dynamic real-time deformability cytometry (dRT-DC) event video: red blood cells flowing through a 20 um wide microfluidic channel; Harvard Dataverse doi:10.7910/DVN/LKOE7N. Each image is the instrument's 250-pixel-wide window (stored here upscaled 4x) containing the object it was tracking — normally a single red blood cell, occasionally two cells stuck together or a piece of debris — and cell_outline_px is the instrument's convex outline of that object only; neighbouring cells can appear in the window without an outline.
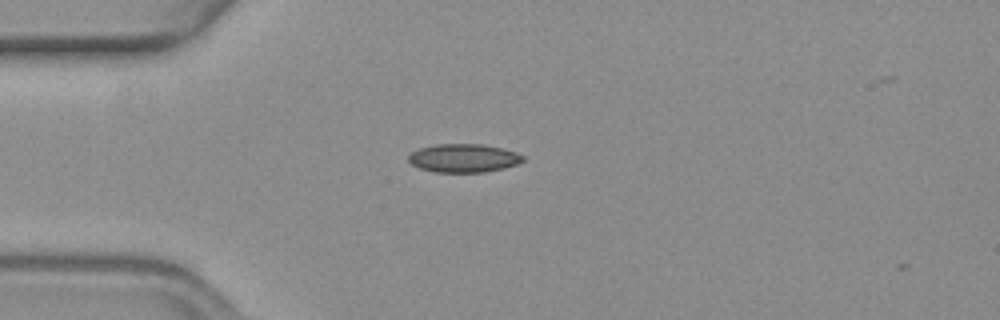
{"species": "common noctule bat (a hibernating species)", "species_latin": "Nyctalus noctula", "temperature_condition": "warm", "stored_images_in_passage": 12, "camera_frame_rate_fps": 3000, "um_per_image_px": 0.085, "animal": {"sex": "female", "body_mass_g": 19.3, "forearm_length_mm": 54.1}, "frame": {"image": 1, "passage_image": 3, "time_ms": 0.667, "image_size_px": [1000, 320], "cell_outline_px": [[524, 160], [516, 164], [504, 168], [484, 172], [436, 172], [420, 168], [412, 164], [408, 160], [408, 156], [412, 152], [420, 148], [436, 144], [480, 144], [504, 148], [516, 152], [524, 156]], "centroid_in_image_um": [39.42, 13.43], "position_along_channel_um": 45.6, "area_um2": 18.9}}
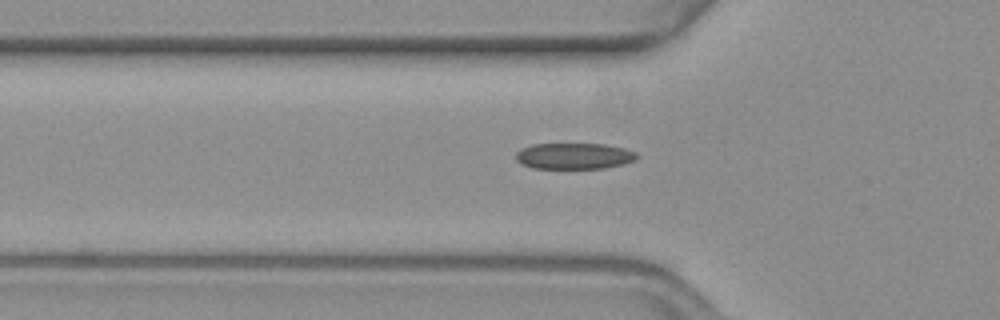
{"frame": {"image": 2, "passage_image": 7, "time_ms": 2.0, "image_size_px": [1000, 320], "cell_outline_px": [[640, 156], [636, 160], [624, 164], [604, 168], [532, 168], [520, 164], [516, 160], [516, 152], [520, 148], [532, 144], [604, 144], [624, 148], [636, 152]], "centroid_in_image_um": [48.8, 13.26], "position_along_channel_um": 77.0, "area_um2": 18.61}}
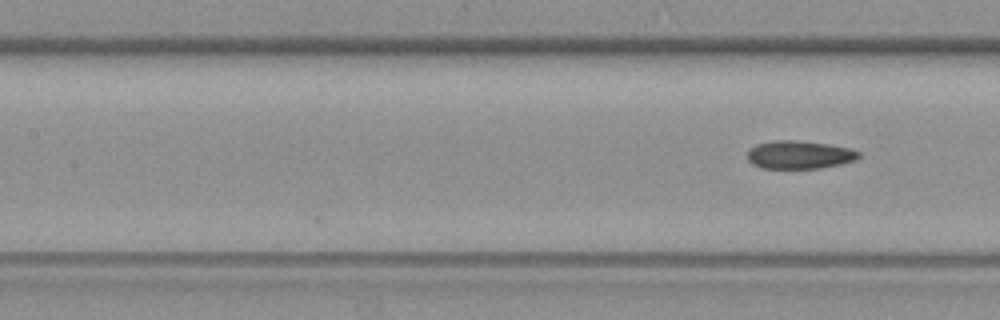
{"frame": {"image": 3, "passage_image": 12, "time_ms": 3.667, "image_size_px": [1000, 320], "cell_outline_px": [[860, 156], [856, 160], [840, 164], [820, 168], [764, 168], [752, 164], [748, 160], [748, 152], [756, 144], [776, 140], [796, 140], [828, 144], [852, 148], [860, 152]], "centroid_in_image_um": [67.98, 13.15], "position_along_channel_um": 139.4, "area_um2": 18.21}}